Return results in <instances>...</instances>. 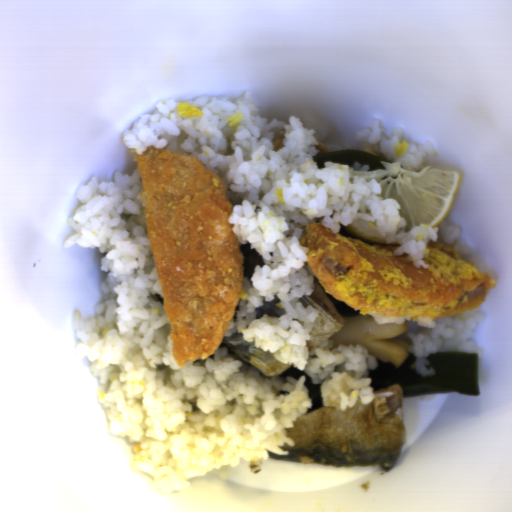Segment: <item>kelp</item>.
<instances>
[{"mask_svg":"<svg viewBox=\"0 0 512 512\" xmlns=\"http://www.w3.org/2000/svg\"><path fill=\"white\" fill-rule=\"evenodd\" d=\"M426 368L433 366L435 375L424 376L412 365L417 363L414 354H409L398 366L376 358L375 369H368L370 386L380 391L391 385H399L403 397L438 393L459 392L479 396V356L475 352L440 349L427 354Z\"/></svg>","mask_w":512,"mask_h":512,"instance_id":"kelp-1","label":"kelp"},{"mask_svg":"<svg viewBox=\"0 0 512 512\" xmlns=\"http://www.w3.org/2000/svg\"><path fill=\"white\" fill-rule=\"evenodd\" d=\"M316 162L318 168L325 169V162H334L342 165H348V167H354L355 162L362 168L364 165L368 166V170L374 171L378 169H385L382 162H390L383 158L376 156L375 154L359 151V150H333L322 153H317L313 159Z\"/></svg>","mask_w":512,"mask_h":512,"instance_id":"kelp-2","label":"kelp"},{"mask_svg":"<svg viewBox=\"0 0 512 512\" xmlns=\"http://www.w3.org/2000/svg\"><path fill=\"white\" fill-rule=\"evenodd\" d=\"M277 375L285 378L294 377L298 380L300 379L301 376H305V381L303 384L308 390V398H311V407L307 409L306 413H310L312 411L324 407V401L322 397V385L313 384L311 378L302 370L292 365L289 369L284 370Z\"/></svg>","mask_w":512,"mask_h":512,"instance_id":"kelp-3","label":"kelp"},{"mask_svg":"<svg viewBox=\"0 0 512 512\" xmlns=\"http://www.w3.org/2000/svg\"><path fill=\"white\" fill-rule=\"evenodd\" d=\"M326 296L329 298V300L332 302L334 307L336 308L337 312L344 315V316H356L360 314V310H357L350 306L349 304L339 300L329 292L325 291Z\"/></svg>","mask_w":512,"mask_h":512,"instance_id":"kelp-4","label":"kelp"}]
</instances>
